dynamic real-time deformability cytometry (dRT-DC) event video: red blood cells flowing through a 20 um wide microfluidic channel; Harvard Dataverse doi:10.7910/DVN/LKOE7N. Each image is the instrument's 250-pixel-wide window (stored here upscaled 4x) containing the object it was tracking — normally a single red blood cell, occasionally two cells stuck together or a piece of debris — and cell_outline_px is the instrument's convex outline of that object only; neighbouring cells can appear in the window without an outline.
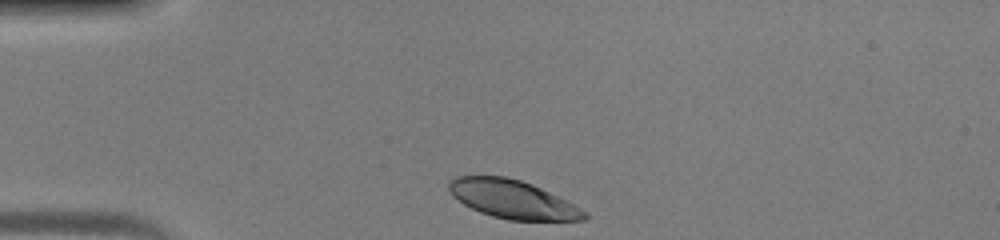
{"species": "human", "species_latin": "Homo sapiens", "temperature_condition": "warm", "stored_images_in_passage": 28, "camera_frame_rate_fps": 3000, "um_per_image_px": 0.085, "donor": {"sex": "male"}, "frame": {"image": 1, "passage_image": 1, "time_ms": 0.0, "image_size_px": [1000, 240], "cell_outline_px": [[588, 220], [508, 220], [492, 216], [480, 212], [464, 204], [452, 196], [448, 188], [448, 180], [456, 176], [504, 176], [520, 180], [532, 184], [588, 212]], "centroid_in_image_um": [43.53, 16.94], "position_along_channel_um": 41.5, "area_um2": 30.06}}
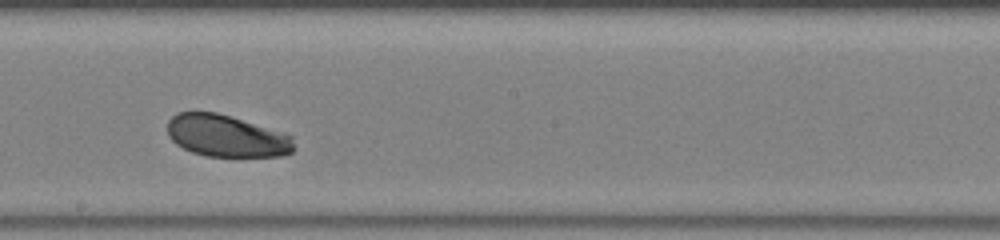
{"frame": {"image": 2, "passage_image": 16, "time_ms": 5.0, "image_size_px": [1000, 240], "cell_outline_px": [[296, 148], [292, 152], [284, 156], [204, 156], [192, 152], [176, 144], [168, 136], [168, 120], [176, 112], [216, 112], [284, 132], [292, 136]], "centroid_in_image_um": [19.27, 11.56], "position_along_channel_um": 228.9, "area_um2": 31.1}}
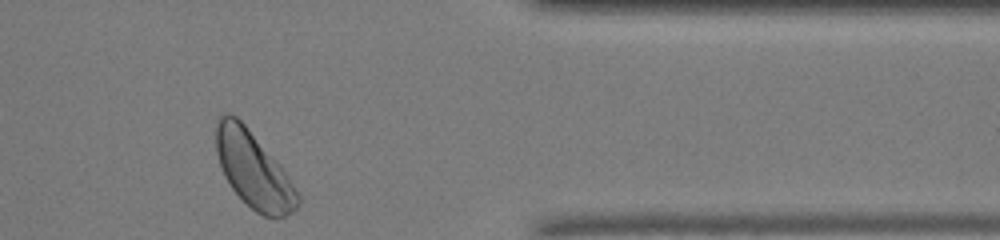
{"frame": {"image": 3, "passage_image": 28, "time_ms": 9.0, "image_size_px": [1000, 240], "cell_outline_px": [[300, 204], [292, 212], [284, 216], [264, 216], [256, 212], [232, 188], [224, 176], [216, 152], [216, 124], [220, 116], [224, 112], [228, 112], [236, 116], [244, 124], [280, 164], [300, 196]], "centroid_in_image_um": [21.54, 14.41], "position_along_channel_um": 389.9, "area_um2": 35.66}}